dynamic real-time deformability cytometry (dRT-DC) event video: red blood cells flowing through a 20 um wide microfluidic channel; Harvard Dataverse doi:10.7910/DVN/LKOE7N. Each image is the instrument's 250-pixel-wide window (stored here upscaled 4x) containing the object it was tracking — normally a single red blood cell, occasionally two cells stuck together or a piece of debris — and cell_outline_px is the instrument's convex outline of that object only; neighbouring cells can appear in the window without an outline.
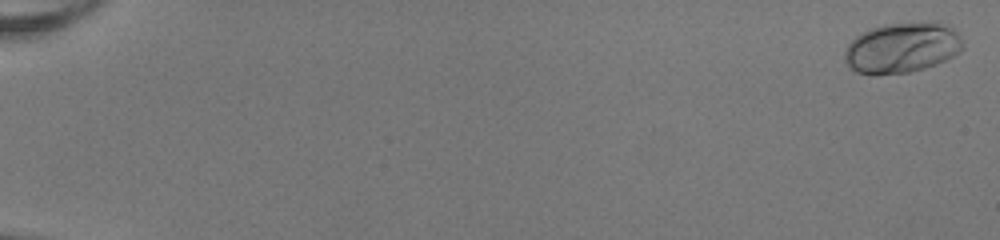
{"species": "human", "species_latin": "Homo sapiens", "temperature_condition": "room temperature", "stored_images_in_passage": 54, "camera_frame_rate_fps": 3000, "um_per_image_px": 0.085, "donor": {"sex": "female"}, "frame": {"image": 1, "passage_image": 2, "time_ms": 0.333, "image_size_px": [1000, 240], "cell_outline_px": [[964, 48], [960, 52], [936, 64], [924, 68], [908, 72], [876, 76], [856, 72], [848, 68], [844, 60], [844, 52], [848, 44], [856, 36], [868, 28], [884, 24], [932, 20], [940, 20], [948, 24], [960, 36], [964, 44]], "centroid_in_image_um": [76.67, 4.03], "position_along_channel_um": 8.3, "area_um2": 35.72}}
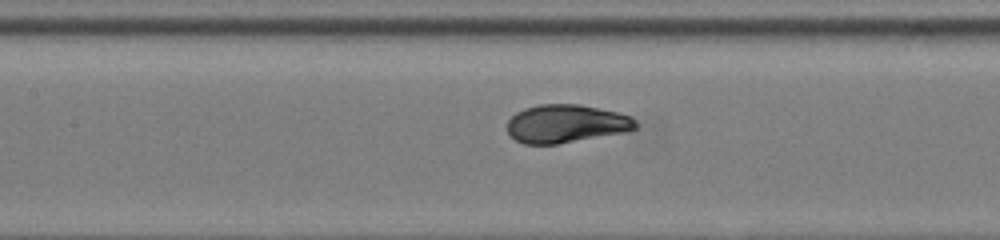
{"frame": {"image": 2, "passage_image": 28, "time_ms": 9.0, "image_size_px": [1000, 240], "cell_outline_px": [[636, 128], [628, 132], [556, 144], [524, 144], [508, 136], [508, 120], [516, 112], [524, 108], [540, 104], [580, 104], [616, 112], [632, 116], [636, 120]], "centroid_in_image_um": [48.12, 10.52], "position_along_channel_um": 159.3, "area_um2": 28.73}}
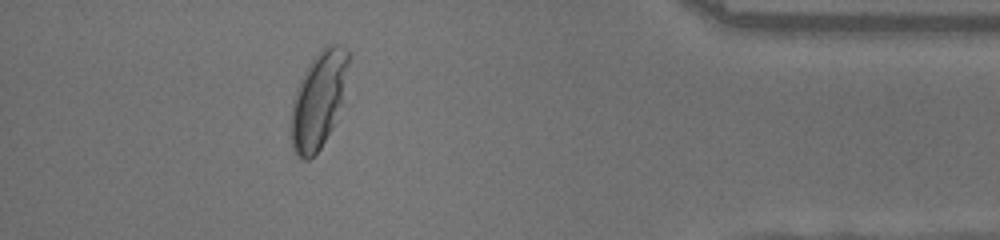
{"frame": {"image": 3, "passage_image": 49, "time_ms": 16.0, "image_size_px": [1000, 240], "cell_outline_px": [[348, 64], [336, 124], [320, 148], [308, 160], [304, 160], [292, 148], [292, 100], [296, 88], [308, 64], [328, 44], [340, 44], [348, 48]], "centroid_in_image_um": [27.07, 8.49], "position_along_channel_um": 408.1, "area_um2": 31.62}, "authors_computed_cell_mechanics": {"area_um2": 29.7381, "velocity_mm_per_s": 4.0548, "shape_relaxation_time_tau1_ms": 3.1501, "shape_relaxation_time_tau2_ms": null, "deformation_change_tau1": 0.168, "deformation_change_tau2": null}}